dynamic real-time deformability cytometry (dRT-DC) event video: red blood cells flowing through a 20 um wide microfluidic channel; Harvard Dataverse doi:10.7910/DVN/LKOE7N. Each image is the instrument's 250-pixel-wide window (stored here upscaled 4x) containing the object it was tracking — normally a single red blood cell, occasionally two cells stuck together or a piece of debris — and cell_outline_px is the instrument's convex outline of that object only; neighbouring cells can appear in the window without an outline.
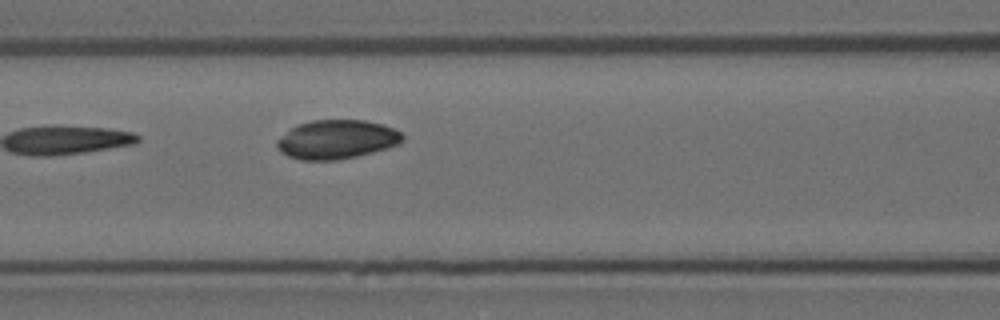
{"species": "Egyptian fruit bat (a non-hibernating species)", "species_latin": "Rousettus aegyptiacus", "temperature_condition": "room temperature", "stored_images_in_passage": 7, "camera_frame_rate_fps": 3000, "um_per_image_px": 0.085, "animal": {"sex": "female"}, "frame": {"image": 1, "passage_image": 7, "time_ms": 2.0, "image_size_px": [1000, 320], "cell_outline_px": [[404, 140], [400, 144], [388, 148], [356, 156], [336, 160], [300, 160], [288, 156], [280, 152], [276, 148], [276, 140], [292, 128], [300, 124], [312, 120], [364, 120], [380, 124], [392, 128], [400, 132], [404, 136]], "centroid_in_image_um": [28.62, 11.86], "position_along_channel_um": 138.0, "area_um2": 28.44}}